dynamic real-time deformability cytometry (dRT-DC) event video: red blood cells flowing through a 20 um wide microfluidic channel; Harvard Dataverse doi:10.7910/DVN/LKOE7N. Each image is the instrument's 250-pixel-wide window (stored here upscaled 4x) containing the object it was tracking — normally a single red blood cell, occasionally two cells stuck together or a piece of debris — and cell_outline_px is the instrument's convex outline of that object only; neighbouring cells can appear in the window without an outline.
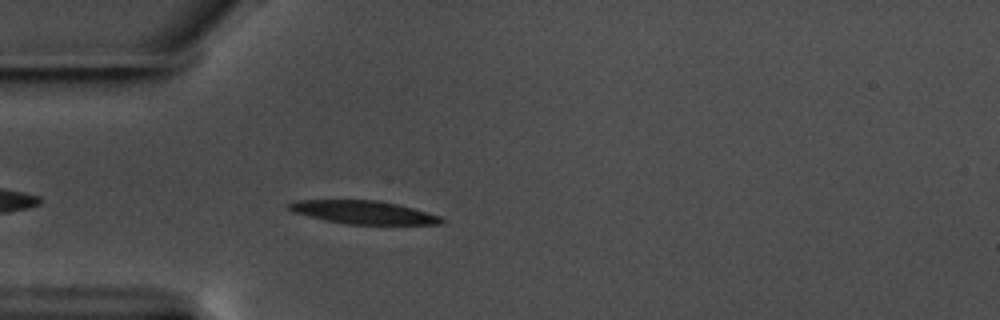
{"species": "common noctule bat (a hibernating species)", "species_latin": "Nyctalus noctula", "temperature_condition": "warm", "stored_images_in_passage": 36, "camera_frame_rate_fps": 3000, "um_per_image_px": 0.085, "animal": {"sex": "male", "body_mass_g": 17.5, "forearm_length_mm": 52.3}, "frame": {"image": 1, "passage_image": 5, "time_ms": 1.333, "image_size_px": [1000, 320], "cell_outline_px": [[444, 224], [344, 224], [324, 220], [292, 212], [288, 208], [288, 204], [296, 200], [376, 200], [396, 204], [428, 212], [440, 216], [444, 220]], "centroid_in_image_um": [30.87, 18.05], "position_along_channel_um": 54.1, "area_um2": 20.52}}
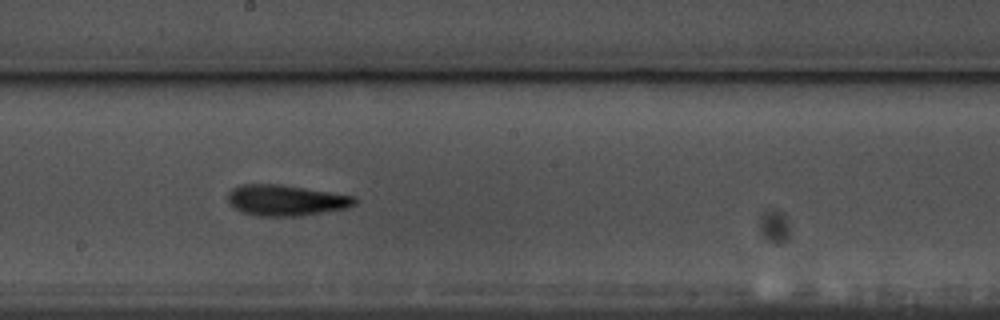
{"frame": {"image": 2, "passage_image": 20, "time_ms": 6.333, "image_size_px": [1000, 320], "cell_outline_px": [[360, 200], [356, 204], [348, 208], [300, 216], [256, 216], [240, 212], [228, 200], [228, 192], [232, 188], [240, 184], [280, 184], [356, 196]], "centroid_in_image_um": [24.34, 17.02], "position_along_channel_um": 223.9, "area_um2": 23.06}}
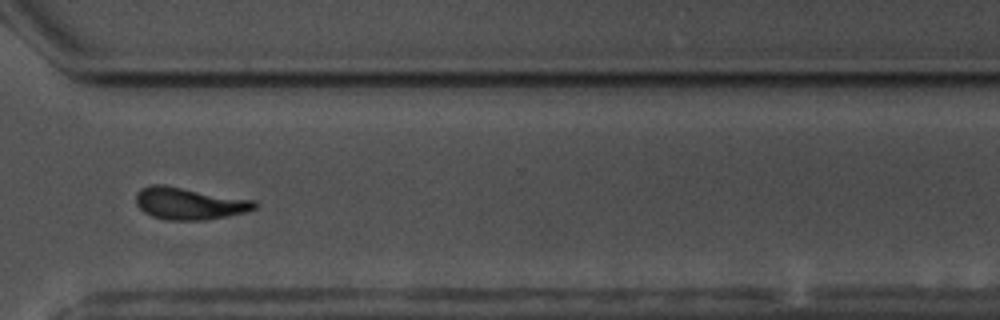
{"frame": {"image": 3, "passage_image": 31, "time_ms": 10.0, "image_size_px": [1000, 320], "cell_outline_px": [[256, 208], [244, 212], [228, 216], [204, 220], [168, 220], [152, 216], [144, 212], [136, 204], [136, 192], [140, 188], [152, 184], [164, 184], [256, 200]], "centroid_in_image_um": [16.07, 17.28], "position_along_channel_um": 354.5, "area_um2": 22.37}, "authors_computed_cell_mechanics": {"area_um2": 21.9929, "velocity_mm_per_s": 3.5544, "shape_relaxation_time_tau1_ms": 4.527, "shape_relaxation_time_tau2_ms": 3.8519, "deformation_change_tau1": 0.1655, "deformation_change_tau2": 0.1387}}